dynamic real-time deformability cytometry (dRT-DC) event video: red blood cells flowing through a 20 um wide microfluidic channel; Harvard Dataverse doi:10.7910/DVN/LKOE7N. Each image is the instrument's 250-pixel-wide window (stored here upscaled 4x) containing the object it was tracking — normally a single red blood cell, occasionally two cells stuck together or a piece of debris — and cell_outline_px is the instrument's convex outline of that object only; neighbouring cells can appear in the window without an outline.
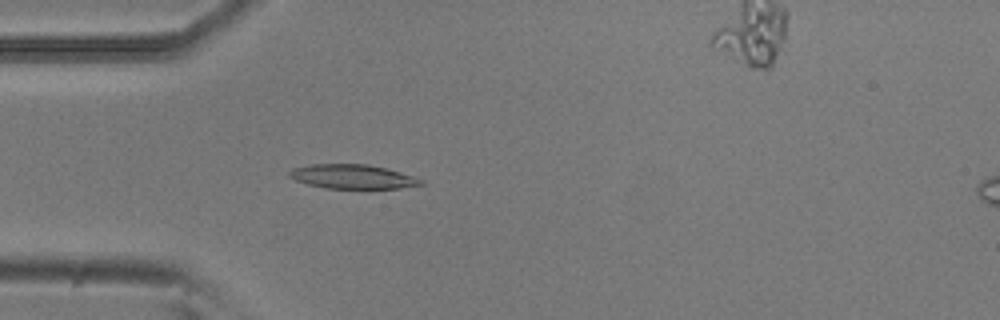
{"species": "common noctule bat (a hibernating species)", "species_latin": "Nyctalus noctula", "temperature_condition": "room temperature", "stored_images_in_passage": 54, "camera_frame_rate_fps": 3000, "um_per_image_px": 0.085, "animal": {"sex": "male", "body_mass_g": 20.5, "forearm_length_mm": 52.5}, "frame": {"image": 1, "passage_image": 15, "time_ms": 4.667, "image_size_px": [1000, 320], "cell_outline_px": [[424, 184], [400, 188], [328, 188], [308, 184], [296, 180], [288, 176], [288, 172], [292, 168], [312, 164], [368, 164], [388, 168], [424, 180]], "centroid_in_image_um": [29.98, 15.0], "position_along_channel_um": 55.0, "area_um2": 18.5}}
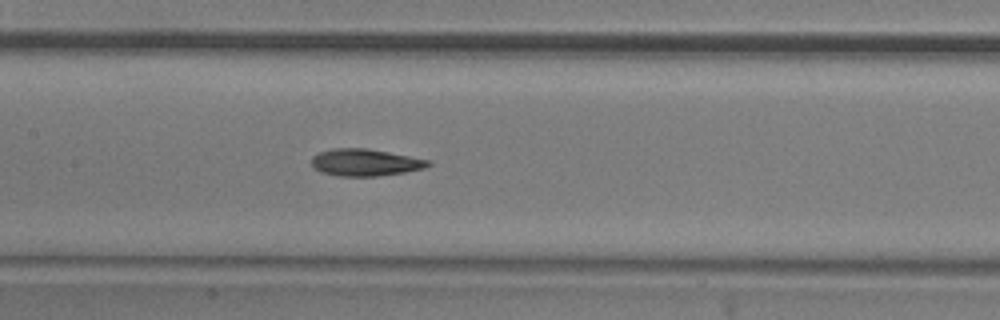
{"frame": {"image": 2, "passage_image": 25, "time_ms": 8.0, "image_size_px": [1000, 320], "cell_outline_px": [[432, 164], [424, 168], [404, 172], [376, 176], [336, 176], [320, 172], [312, 168], [312, 156], [320, 152], [332, 148], [364, 148], [388, 152], [432, 160]], "centroid_in_image_um": [31.02, 13.81], "position_along_channel_um": 176.4, "area_um2": 18.44}}
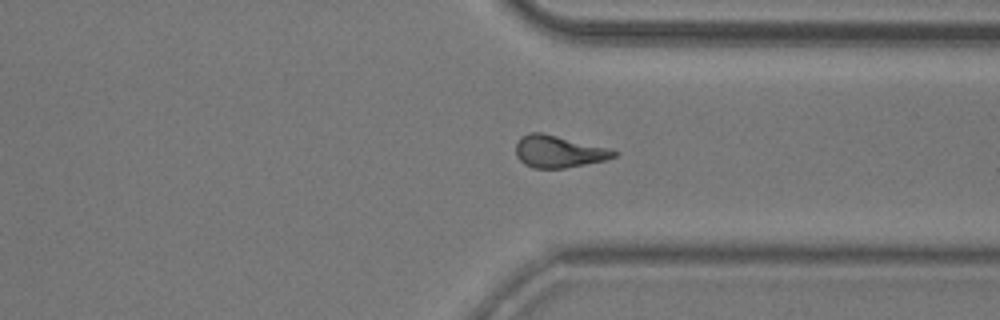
{"frame": {"image": 3, "passage_image": 40, "time_ms": 13.0, "image_size_px": [1000, 320], "cell_outline_px": [[620, 152], [616, 156], [604, 160], [564, 168], [532, 168], [524, 164], [516, 156], [516, 144], [520, 136], [528, 132], [540, 132], [612, 148]], "centroid_in_image_um": [47.49, 12.87], "position_along_channel_um": 363.9, "area_um2": 18.5}, "authors_computed_cell_mechanics": {"area_um2": 18.3226, "velocity_mm_per_s": 3.7673, "shape_relaxation_time_tau1_ms": 8.318, "shape_relaxation_time_tau2_ms": 7.2905, "deformation_change_tau1": 0.2031, "deformation_change_tau2": 0.1874}}